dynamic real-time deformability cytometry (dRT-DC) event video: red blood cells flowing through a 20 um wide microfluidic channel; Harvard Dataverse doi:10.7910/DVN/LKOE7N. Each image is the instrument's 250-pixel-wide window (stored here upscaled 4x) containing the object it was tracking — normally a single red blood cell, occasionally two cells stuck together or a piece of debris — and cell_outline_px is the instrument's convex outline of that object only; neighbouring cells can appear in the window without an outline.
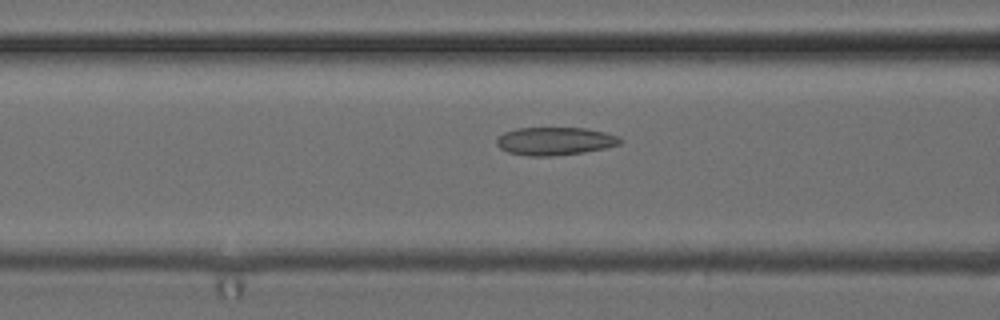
{"species": "common noctule bat (a hibernating species)", "species_latin": "Nyctalus noctula", "temperature_condition": "cold", "stored_images_in_passage": 43, "camera_frame_rate_fps": 3000, "um_per_image_px": 0.085, "animal": {"sex": "female", "body_mass_g": 24.6, "forearm_length_mm": 56.2}, "frame": {"image": 1, "passage_image": 18, "time_ms": 5.667, "image_size_px": [1000, 320], "cell_outline_px": [[624, 140], [620, 144], [604, 148], [584, 152], [552, 156], [528, 156], [508, 152], [500, 148], [496, 144], [496, 140], [504, 132], [516, 128], [584, 128], [604, 132], [620, 136]], "centroid_in_image_um": [47.18, 11.99], "position_along_channel_um": 119.4, "area_um2": 20.17}}
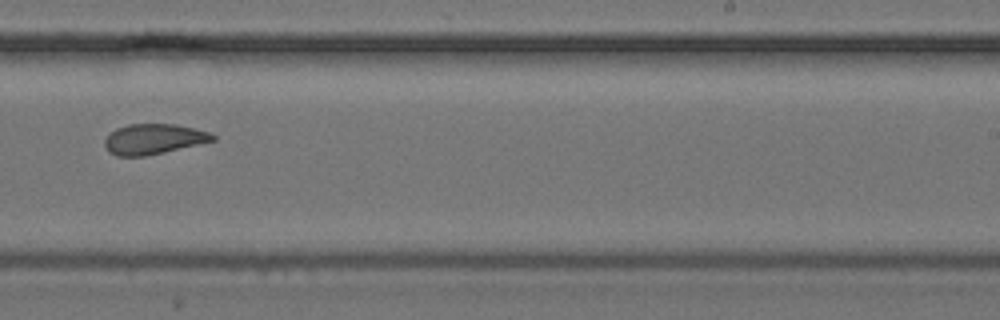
{"frame": {"image": 2, "passage_image": 30, "time_ms": 9.667, "image_size_px": [1000, 320], "cell_outline_px": [[216, 140], [164, 152], [144, 156], [116, 156], [108, 152], [104, 144], [104, 140], [116, 128], [128, 124], [176, 124], [208, 132], [216, 136]], "centroid_in_image_um": [13.03, 11.82], "position_along_channel_um": 276.0, "area_um2": 18.96}}
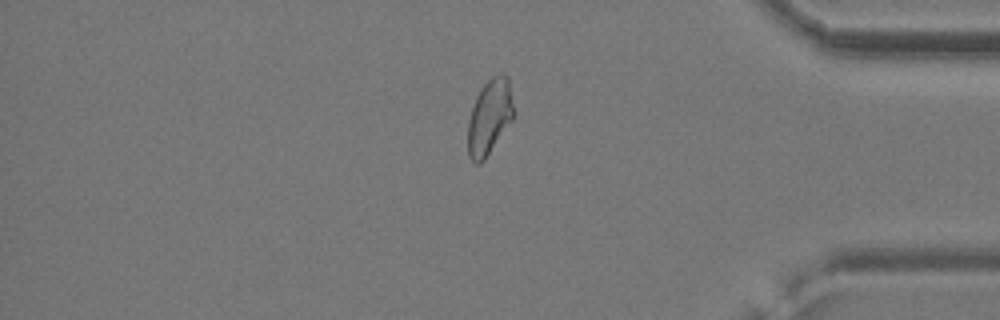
{"frame": {"image": 3, "passage_image": 41, "time_ms": 13.333, "image_size_px": [1000, 320], "cell_outline_px": [[516, 112], [512, 120], [484, 160], [480, 164], [476, 164], [468, 156], [468, 120], [476, 96], [480, 88], [492, 76], [500, 72], [508, 76]], "centroid_in_image_um": [41.63, 9.9], "position_along_channel_um": 393.6, "area_um2": 20.35}, "authors_computed_cell_mechanics": {"area_um2": 20.1722, "velocity_mm_per_s": 3.916, "shape_relaxation_time_tau1_ms": 9.8449, "shape_relaxation_time_tau2_ms": 2.0566, "deformation_change_tau1": 0.152, "deformation_change_tau2": 0.0884}}